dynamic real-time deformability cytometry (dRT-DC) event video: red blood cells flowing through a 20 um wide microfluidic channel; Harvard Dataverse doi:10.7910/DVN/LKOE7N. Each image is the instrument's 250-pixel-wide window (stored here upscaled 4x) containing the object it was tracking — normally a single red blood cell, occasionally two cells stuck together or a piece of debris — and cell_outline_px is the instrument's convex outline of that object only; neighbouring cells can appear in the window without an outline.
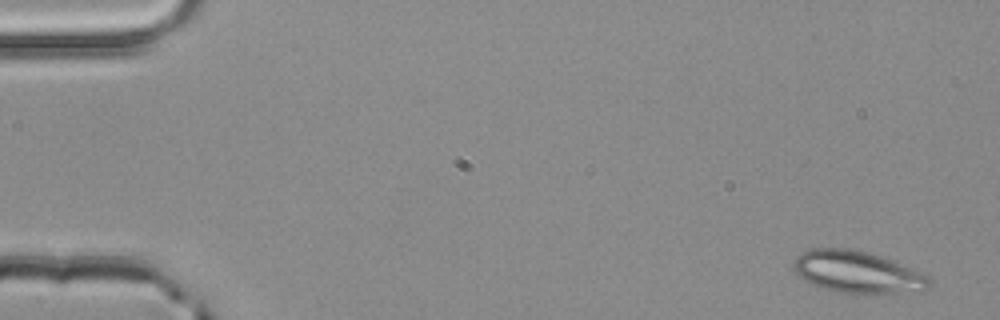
{"species": "common noctule bat (a hibernating species)", "species_latin": "Nyctalus noctula", "temperature_condition": "room temperature", "stored_images_in_passage": 4, "camera_frame_rate_fps": 3000, "um_per_image_px": 0.085, "animal": {"sex": "male", "body_mass_g": 20.4}, "frame": {"image": 1, "passage_image": 1, "time_ms": 0.0, "image_size_px": [1000, 320], "cell_outline_px": [[932, 284], [928, 288], [920, 292], [868, 296], [840, 292], [824, 288], [812, 284], [804, 280], [796, 272], [792, 264], [804, 252], [812, 248], [852, 248], [888, 260], [928, 276]], "centroid_in_image_um": [72.91, 23.19], "position_along_channel_um": 12.1, "area_um2": 33.18}}